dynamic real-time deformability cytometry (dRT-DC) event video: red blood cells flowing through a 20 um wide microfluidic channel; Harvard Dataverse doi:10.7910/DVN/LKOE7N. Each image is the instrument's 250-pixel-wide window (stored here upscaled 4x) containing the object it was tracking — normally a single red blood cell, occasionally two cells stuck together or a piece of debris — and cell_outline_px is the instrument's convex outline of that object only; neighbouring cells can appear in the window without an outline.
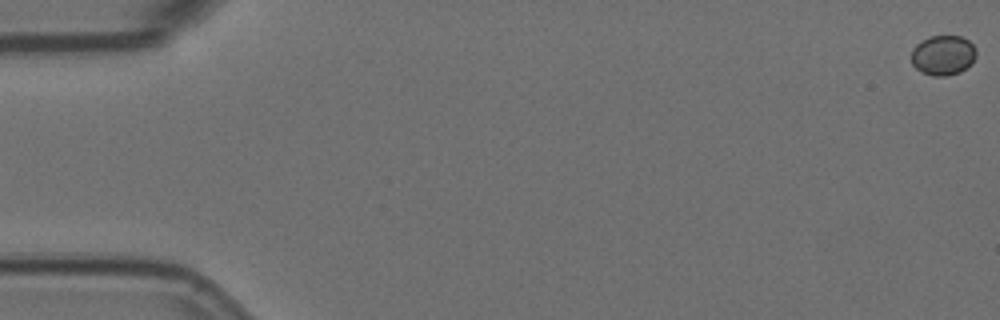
{"species": "Egyptian fruit bat (a non-hibernating species)", "species_latin": "Rousettus aegyptiacus", "temperature_condition": "room temperature", "stored_images_in_passage": 7, "camera_frame_rate_fps": 3000, "um_per_image_px": 0.085, "animal": {"sex": "female"}, "frame": {"image": 1, "passage_image": 1, "time_ms": 0.0, "image_size_px": [1000, 320], "cell_outline_px": [[976, 56], [972, 64], [960, 72], [944, 76], [932, 76], [920, 72], [912, 64], [912, 48], [916, 44], [928, 36], [960, 36], [968, 40], [976, 48]], "centroid_in_image_um": [80.16, 4.7], "position_along_channel_um": 4.8, "area_um2": 15.26}}
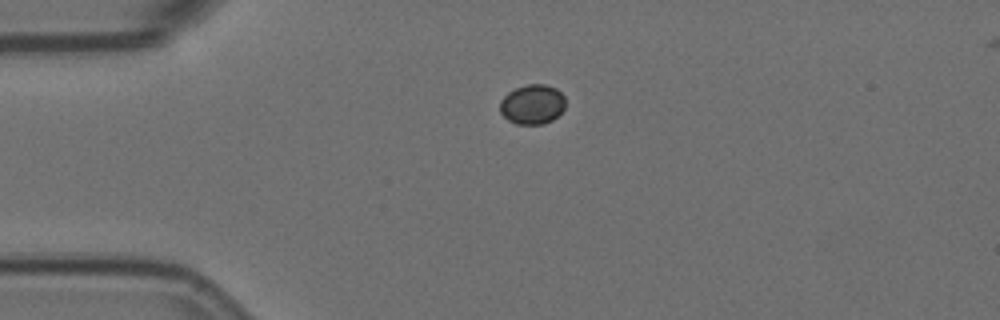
{"frame": {"image": 2, "passage_image": 5, "time_ms": 1.333, "image_size_px": [1000, 320], "cell_outline_px": [[564, 108], [552, 120], [544, 124], [516, 124], [508, 120], [500, 112], [500, 100], [508, 92], [516, 88], [528, 84], [544, 84], [556, 88], [564, 96]], "centroid_in_image_um": [45.23, 8.87], "position_along_channel_um": 39.8, "area_um2": 15.09}}